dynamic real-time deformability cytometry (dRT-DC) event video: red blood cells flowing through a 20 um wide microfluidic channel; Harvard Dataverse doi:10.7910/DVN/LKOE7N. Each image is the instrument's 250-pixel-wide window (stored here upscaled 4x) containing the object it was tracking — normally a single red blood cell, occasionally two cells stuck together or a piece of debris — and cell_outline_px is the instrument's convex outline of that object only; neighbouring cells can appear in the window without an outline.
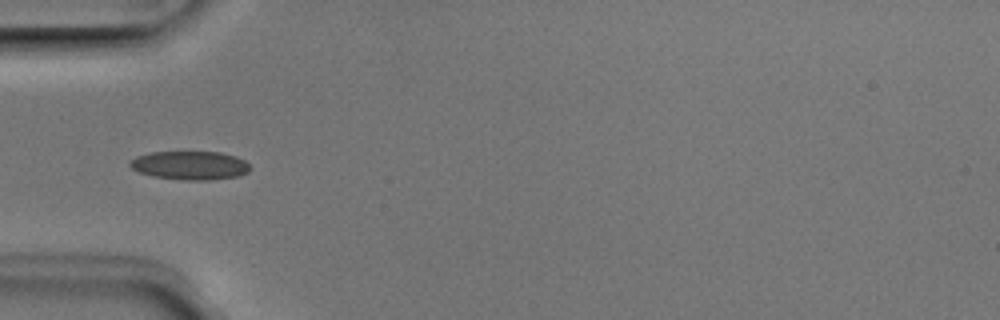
{"species": "Egyptian fruit bat (a non-hibernating species)", "species_latin": "Rousettus aegyptiacus", "temperature_condition": "room temperature", "stored_images_in_passage": 38, "camera_frame_rate_fps": 3000, "um_per_image_px": 0.085, "animal": {"sex": "male"}, "frame": {"image": 1, "passage_image": 3, "time_ms": 0.667, "image_size_px": [1000, 320], "cell_outline_px": [[252, 168], [248, 172], [236, 176], [208, 180], [184, 180], [152, 176], [140, 172], [132, 168], [128, 164], [128, 160], [136, 156], [152, 152], [220, 152], [236, 156], [244, 160]], "centroid_in_image_um": [16.13, 14.05], "position_along_channel_um": 68.9, "area_um2": 20.06}}
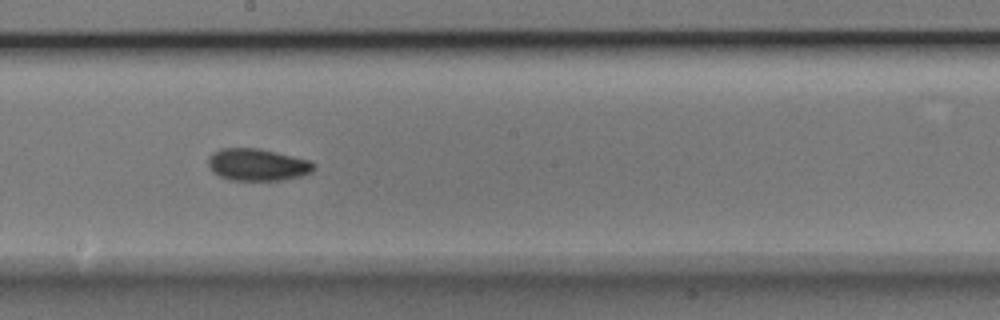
{"frame": {"image": 2, "passage_image": 15, "time_ms": 4.667, "image_size_px": [1000, 320], "cell_outline_px": [[316, 168], [312, 172], [300, 176], [280, 180], [228, 180], [212, 172], [208, 164], [208, 156], [212, 152], [220, 148], [260, 148], [308, 160], [316, 164]], "centroid_in_image_um": [21.85, 13.99], "position_along_channel_um": 226.3, "area_um2": 19.88}}
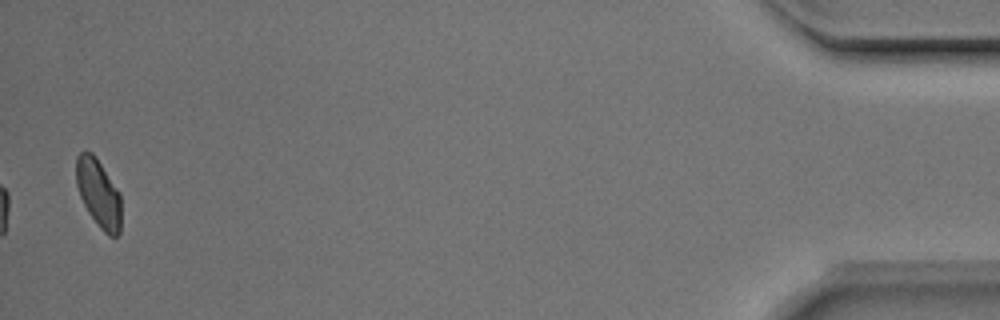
{"frame": {"image": 3, "passage_image": 37, "time_ms": 12.0, "image_size_px": [1000, 320], "cell_outline_px": [[120, 232], [116, 236], [108, 236], [100, 228], [88, 212], [80, 196], [76, 184], [76, 156], [80, 152], [92, 152], [96, 156], [120, 192]], "centroid_in_image_um": [8.37, 16.41], "position_along_channel_um": 426.8, "area_um2": 17.92}, "authors_computed_cell_mechanics": {"area_um2": 19.074, "velocity_mm_per_s": 3.9325, "shape_relaxation_time_tau1_ms": 4.3034, "shape_relaxation_time_tau2_ms": 2.3562, "deformation_change_tau1": 0.0988, "deformation_change_tau2": 0.0596}}